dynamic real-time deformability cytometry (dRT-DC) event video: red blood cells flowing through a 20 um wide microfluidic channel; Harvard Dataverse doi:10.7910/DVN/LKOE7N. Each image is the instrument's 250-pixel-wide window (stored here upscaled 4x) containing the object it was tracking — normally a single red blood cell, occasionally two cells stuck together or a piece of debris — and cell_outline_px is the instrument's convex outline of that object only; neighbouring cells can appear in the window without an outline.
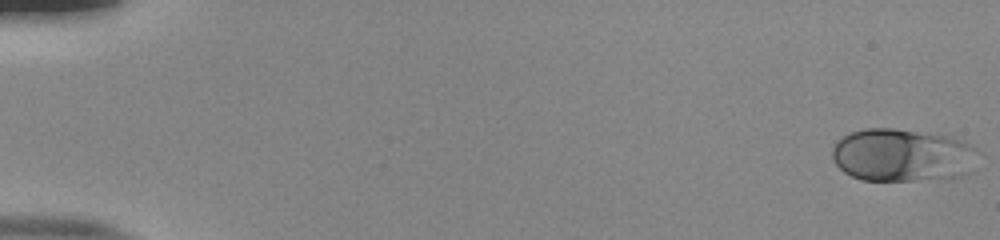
{"species": "human", "species_latin": "Homo sapiens", "temperature_condition": "room temperature", "stored_images_in_passage": 53, "camera_frame_rate_fps": 3000, "um_per_image_px": 0.085, "donor": {"sex": "male"}, "frame": {"image": 1, "passage_image": 1, "time_ms": 0.0, "image_size_px": [1000, 240], "cell_outline_px": [[972, 148], [952, 176], [912, 180], [860, 180], [844, 172], [836, 164], [832, 156], [832, 148], [844, 136], [852, 132], [864, 128], [892, 128], [952, 136], [968, 144]], "centroid_in_image_um": [76.39, 13.14], "position_along_channel_um": 8.6, "area_um2": 42.31}}
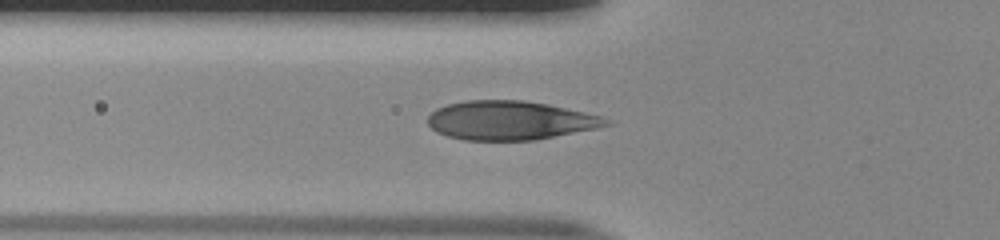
{"frame": {"image": 2, "passage_image": 20, "time_ms": 6.333, "image_size_px": [1000, 240], "cell_outline_px": [[612, 124], [596, 128], [536, 140], [464, 140], [448, 136], [436, 132], [428, 124], [428, 116], [436, 108], [448, 104], [468, 100], [524, 100], [548, 104], [584, 112], [600, 116], [612, 120]], "centroid_in_image_um": [43.35, 10.23], "position_along_channel_um": 82.4, "area_um2": 40.4}}
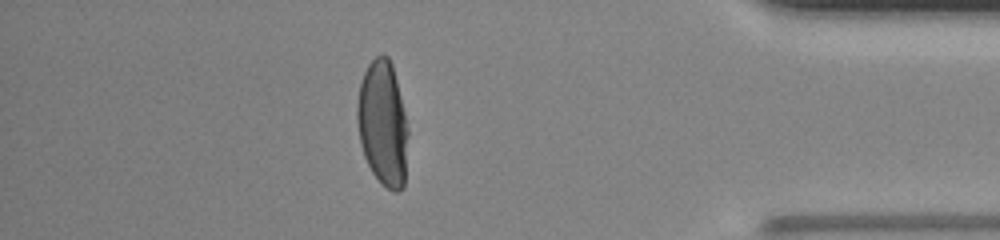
{"frame": {"image": 3, "passage_image": 47, "time_ms": 15.333, "image_size_px": [1000, 240], "cell_outline_px": [[408, 132], [404, 188], [400, 192], [392, 192], [380, 184], [372, 172], [364, 156], [360, 144], [356, 120], [356, 108], [360, 84], [364, 72], [368, 64], [380, 52], [384, 52], [388, 56], [392, 64], [408, 128]], "centroid_in_image_um": [32.53, 10.52], "position_along_channel_um": 402.7, "area_um2": 37.51}}